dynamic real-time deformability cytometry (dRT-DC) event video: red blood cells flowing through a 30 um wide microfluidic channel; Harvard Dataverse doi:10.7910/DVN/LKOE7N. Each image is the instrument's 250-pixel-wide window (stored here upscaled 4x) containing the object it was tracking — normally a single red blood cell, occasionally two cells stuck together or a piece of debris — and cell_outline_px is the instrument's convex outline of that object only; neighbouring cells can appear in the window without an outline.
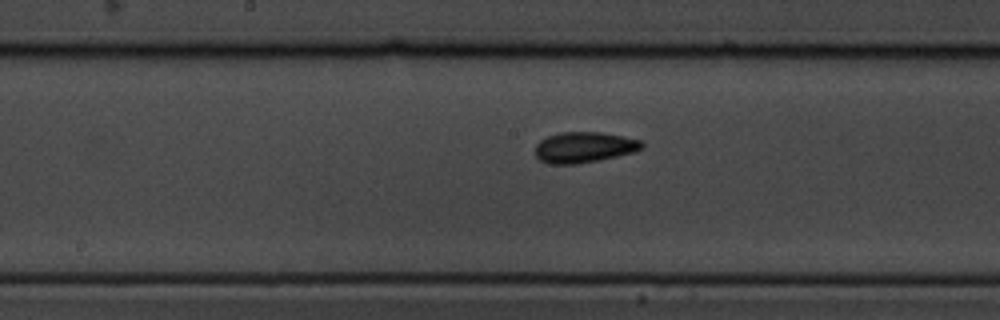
{"species": "common noctule bat (a hibernating species)", "species_latin": "Nyctalus noctula", "temperature_condition": "cold", "stored_images_in_passage": 10, "segment_of_instrument_passage": [2, 2], "camera_frame_rate_fps": 3000, "um_per_image_px": 0.085, "animal": {"sex": "male", "body_mass_g": 19.5, "forearm_length_mm": 54.6}, "frame": {"image": 1, "passage_image": 10, "time_ms": 3.0, "image_size_px": [1000, 320], "cell_outline_px": [[644, 148], [636, 152], [600, 160], [576, 164], [548, 164], [540, 160], [536, 156], [536, 144], [540, 140], [548, 136], [560, 132], [600, 132], [624, 136], [640, 140], [644, 144]], "centroid_in_image_um": [49.68, 12.52], "position_along_channel_um": 198.5, "area_um2": 19.31}}